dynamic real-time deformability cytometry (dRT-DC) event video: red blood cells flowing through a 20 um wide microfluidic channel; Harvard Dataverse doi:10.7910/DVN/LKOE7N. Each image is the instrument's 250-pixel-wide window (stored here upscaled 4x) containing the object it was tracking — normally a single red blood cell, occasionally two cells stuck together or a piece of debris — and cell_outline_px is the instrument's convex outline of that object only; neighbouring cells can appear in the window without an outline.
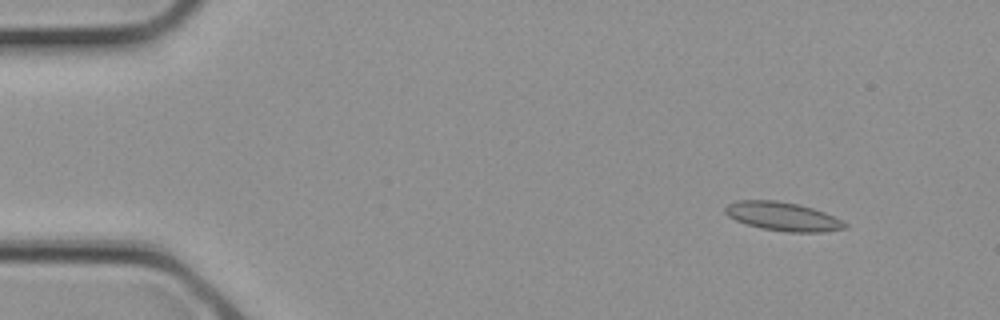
{"species": "common noctule bat (a hibernating species)", "species_latin": "Nyctalus noctula", "temperature_condition": "cold", "stored_images_in_passage": 2, "camera_frame_rate_fps": 3000, "um_per_image_px": 0.085, "animal": {"sex": "female", "body_mass_g": 21.9}, "frame": {"image": 1, "passage_image": 1, "time_ms": 0.0, "image_size_px": [1000, 320], "cell_outline_px": [[848, 228], [824, 232], [788, 232], [760, 228], [736, 220], [728, 216], [724, 212], [724, 208], [728, 204], [736, 200], [776, 200], [800, 204], [824, 212], [848, 224]], "centroid_in_image_um": [66.53, 18.39], "position_along_channel_um": 18.5, "area_um2": 20.06}}